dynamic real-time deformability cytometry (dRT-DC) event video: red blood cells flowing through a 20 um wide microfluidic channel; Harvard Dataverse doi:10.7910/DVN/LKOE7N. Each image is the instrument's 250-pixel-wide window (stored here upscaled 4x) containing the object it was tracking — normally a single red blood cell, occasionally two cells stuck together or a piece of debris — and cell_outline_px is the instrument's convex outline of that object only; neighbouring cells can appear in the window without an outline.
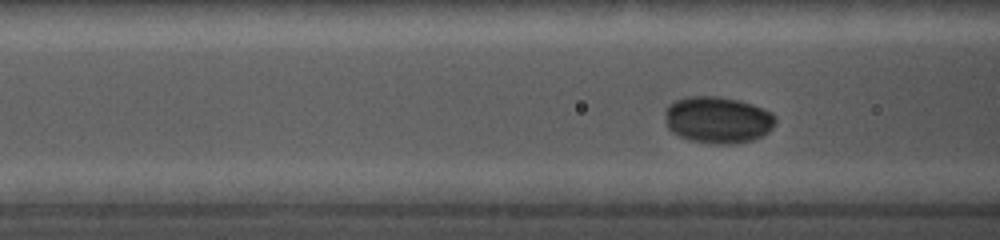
{"species": "common noctule bat (a hibernating species)", "species_latin": "Nyctalus noctula", "temperature_condition": "cold", "stored_images_in_passage": 29, "camera_frame_rate_fps": 5000, "um_per_image_px": 0.085, "animal": {"sex": "female", "body_mass_g": 19.0, "forearm_length_mm": 56.7}, "frame": {"image": 1, "passage_image": 11, "time_ms": 1.2, "image_size_px": [1000, 240], "cell_outline_px": [[776, 120], [772, 128], [768, 132], [752, 140], [736, 144], [712, 144], [688, 140], [672, 132], [668, 128], [664, 116], [664, 108], [668, 104], [676, 100], [688, 96], [716, 96], [740, 100], [752, 104], [772, 112], [776, 116]], "centroid_in_image_um": [60.99, 10.19], "position_along_channel_um": 105.6, "area_um2": 30.46}}
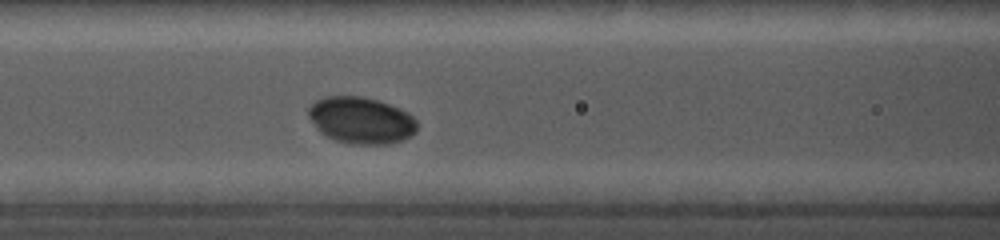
{"frame": {"image": 2, "passage_image": 18, "time_ms": 2.0, "image_size_px": [1000, 240], "cell_outline_px": [[416, 132], [412, 136], [404, 140], [392, 144], [348, 144], [324, 136], [316, 128], [308, 116], [308, 108], [316, 100], [324, 96], [360, 96], [376, 100], [388, 104], [408, 112], [416, 120]], "centroid_in_image_um": [30.68, 10.24], "position_along_channel_um": 135.9, "area_um2": 29.77}}
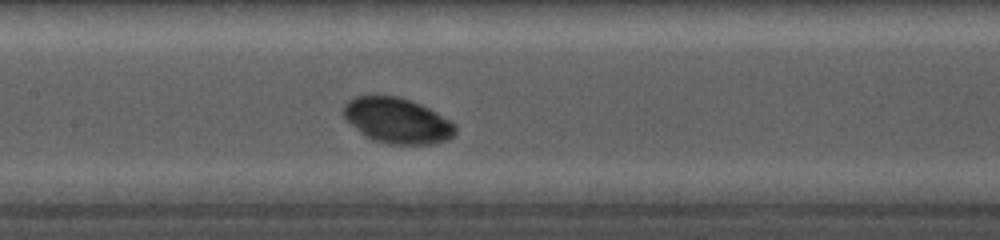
{"frame": {"image": 3, "passage_image": 27, "time_ms": 3.0, "image_size_px": [1000, 240], "cell_outline_px": [[456, 132], [448, 140], [432, 144], [388, 144], [372, 140], [364, 136], [344, 116], [344, 104], [348, 100], [356, 96], [396, 96], [420, 104], [452, 120], [456, 124]], "centroid_in_image_um": [33.8, 10.26], "position_along_channel_um": 173.6, "area_um2": 29.54}}